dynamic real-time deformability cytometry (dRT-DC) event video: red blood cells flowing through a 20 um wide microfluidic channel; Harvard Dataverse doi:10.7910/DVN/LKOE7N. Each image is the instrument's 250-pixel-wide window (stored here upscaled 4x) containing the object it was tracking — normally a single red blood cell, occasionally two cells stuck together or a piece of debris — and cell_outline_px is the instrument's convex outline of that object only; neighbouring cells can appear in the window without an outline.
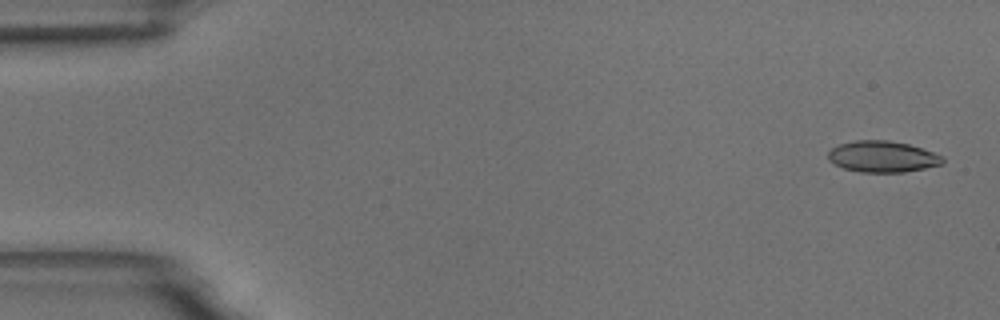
{"species": "common noctule bat (a hibernating species)", "species_latin": "Nyctalus noctula", "temperature_condition": "room temperature", "stored_images_in_passage": 55, "camera_frame_rate_fps": 3000, "um_per_image_px": 0.085, "animal": {"sex": "male", "body_mass_g": 18.8}, "frame": {"image": 1, "passage_image": 2, "time_ms": 0.333, "image_size_px": [1000, 320], "cell_outline_px": [[944, 160], [940, 164], [924, 168], [904, 172], [860, 172], [844, 168], [828, 160], [828, 152], [832, 148], [840, 144], [856, 140], [888, 140], [908, 144], [944, 156]], "centroid_in_image_um": [74.99, 13.31], "position_along_channel_um": 10.0, "area_um2": 20.63}}
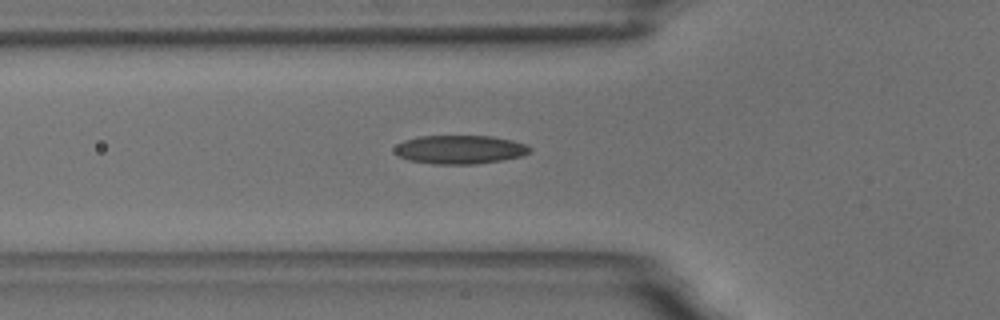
{"frame": {"image": 2, "passage_image": 19, "time_ms": 6.0, "image_size_px": [1000, 320], "cell_outline_px": [[532, 152], [524, 156], [504, 160], [476, 164], [432, 164], [408, 160], [400, 156], [396, 152], [396, 144], [404, 140], [420, 136], [492, 136], [512, 140], [528, 144], [532, 148]], "centroid_in_image_um": [39.17, 12.71], "position_along_channel_um": 86.6, "area_um2": 22.83}}
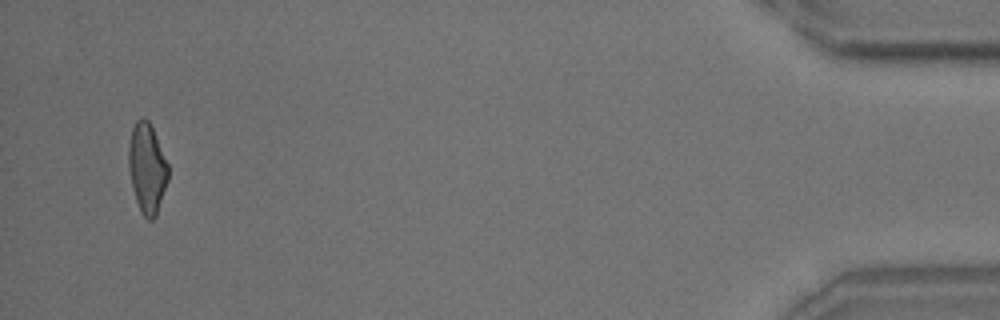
{"frame": {"image": 3, "passage_image": 53, "time_ms": 17.333, "image_size_px": [1000, 320], "cell_outline_px": [[168, 180], [156, 216], [152, 220], [148, 220], [140, 212], [132, 188], [128, 168], [128, 144], [132, 128], [136, 120], [140, 116], [144, 116], [148, 120], [152, 128], [168, 164]], "centroid_in_image_um": [12.48, 14.29], "position_along_channel_um": 422.7, "area_um2": 20.87}, "authors_computed_cell_mechanics": {"area_um2": 21.386, "velocity_mm_per_s": 3.6684, "shape_relaxation_time_tau1_ms": 6.868, "shape_relaxation_time_tau2_ms": 2.4361, "deformation_change_tau1": 0.1954, "deformation_change_tau2": 0.1029}}